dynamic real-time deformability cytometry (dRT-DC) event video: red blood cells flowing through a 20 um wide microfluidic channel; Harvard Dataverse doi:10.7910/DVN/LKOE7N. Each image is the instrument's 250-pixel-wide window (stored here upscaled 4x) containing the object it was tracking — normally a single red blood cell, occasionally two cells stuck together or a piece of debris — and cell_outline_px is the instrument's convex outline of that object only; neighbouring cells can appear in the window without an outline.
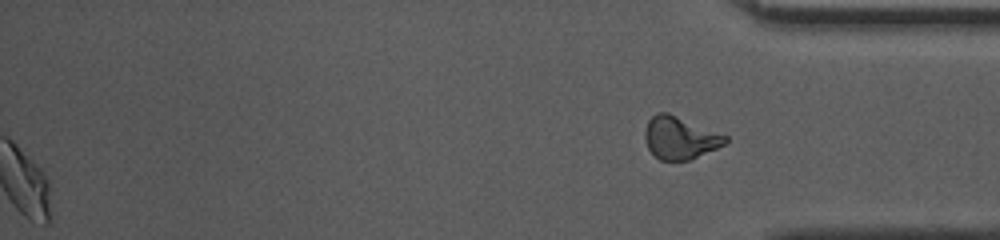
{"species": "common noctule bat (a hibernating species)", "species_latin": "Nyctalus noctula", "temperature_condition": "warm", "stored_images_in_passage": 36, "segment_of_instrument_passage": [2, 2], "camera_frame_rate_fps": 3000, "um_per_image_px": 0.085, "animal": {"sex": "female", "body_mass_g": 10.0, "forearm_length_mm": 53.1}, "frame": {"image": 1, "passage_image": 36, "time_ms": 11.667, "image_size_px": [1000, 240], "cell_outline_px": [[728, 140], [724, 144], [716, 148], [688, 160], [660, 160], [648, 148], [644, 136], [644, 132], [648, 120], [656, 112], [668, 112], [728, 136]], "centroid_in_image_um": [57.77, 11.69], "position_along_channel_um": 377.4, "area_um2": 19.71}}